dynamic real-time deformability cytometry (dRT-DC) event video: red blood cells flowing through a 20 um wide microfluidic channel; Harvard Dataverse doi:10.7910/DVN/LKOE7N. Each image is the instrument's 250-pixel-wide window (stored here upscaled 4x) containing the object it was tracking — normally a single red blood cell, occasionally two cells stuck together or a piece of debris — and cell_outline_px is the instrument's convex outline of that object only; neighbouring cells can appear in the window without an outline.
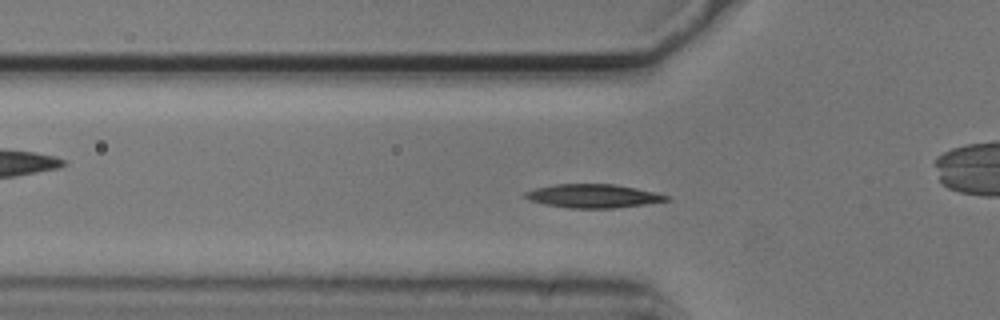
{"species": "common noctule bat (a hibernating species)", "species_latin": "Nyctalus noctula", "temperature_condition": "cold", "stored_images_in_passage": 53, "camera_frame_rate_fps": 3000, "um_per_image_px": 0.085, "animal": {"sex": "male", "body_mass_g": 20.5, "forearm_length_mm": 52.5}, "frame": {"image": 1, "passage_image": 15, "time_ms": 4.667, "image_size_px": [1000, 320], "cell_outline_px": [[672, 200], [616, 208], [568, 208], [544, 204], [528, 200], [524, 196], [524, 192], [536, 188], [552, 184], [612, 184], [636, 188], [656, 192], [668, 196]], "centroid_in_image_um": [50.4, 16.66], "position_along_channel_um": 75.4, "area_um2": 19.48}}
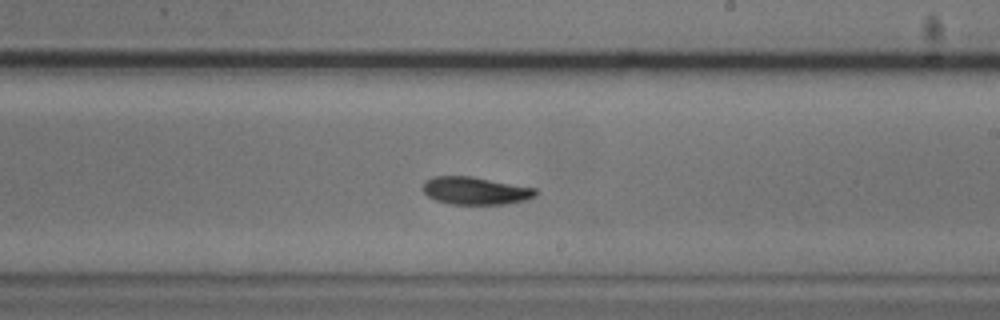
{"frame": {"image": 2, "passage_image": 29, "time_ms": 9.333, "image_size_px": [1000, 320], "cell_outline_px": [[540, 192], [536, 196], [524, 200], [504, 204], [452, 204], [436, 200], [428, 196], [424, 192], [424, 180], [432, 176], [472, 176], [536, 188]], "centroid_in_image_um": [40.43, 16.2], "position_along_channel_um": 248.6, "area_um2": 18.21}}
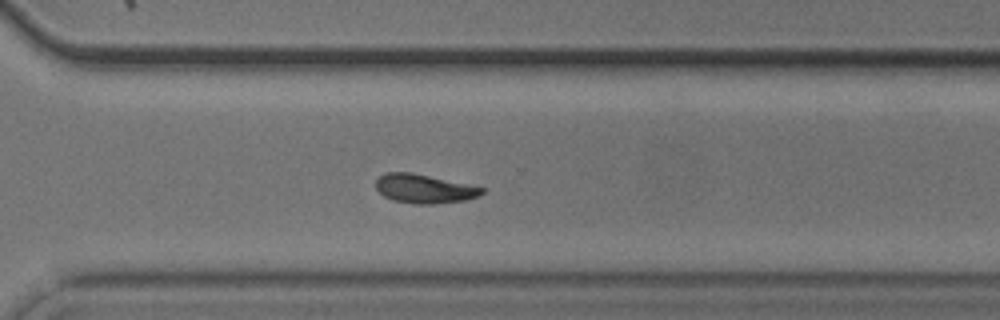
{"frame": {"image": 3, "passage_image": 36, "time_ms": 11.667, "image_size_px": [1000, 320], "cell_outline_px": [[488, 188], [484, 192], [476, 196], [464, 200], [436, 204], [416, 204], [392, 200], [384, 196], [376, 188], [376, 180], [380, 176], [388, 172], [412, 172]], "centroid_in_image_um": [36.08, 16.04], "position_along_channel_um": 334.5, "area_um2": 17.92}, "authors_computed_cell_mechanics": {"area_um2": 17.918, "velocity_mm_per_s": 3.6987, "shape_relaxation_time_tau1_ms": 6.4909, "shape_relaxation_time_tau2_ms": null, "deformation_change_tau1": 0.1649, "deformation_change_tau2": null}}